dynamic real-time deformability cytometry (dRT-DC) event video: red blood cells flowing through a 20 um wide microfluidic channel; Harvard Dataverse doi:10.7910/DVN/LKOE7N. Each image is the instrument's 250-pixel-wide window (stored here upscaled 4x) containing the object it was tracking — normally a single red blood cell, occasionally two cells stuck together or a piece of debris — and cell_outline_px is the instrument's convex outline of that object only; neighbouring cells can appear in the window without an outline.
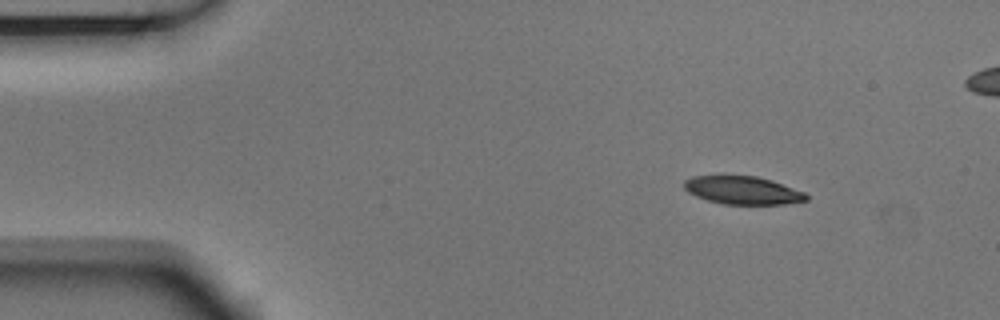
{"species": "Egyptian fruit bat (a non-hibernating species)", "species_latin": "Rousettus aegyptiacus", "temperature_condition": "room temperature", "stored_images_in_passage": 9, "camera_frame_rate_fps": 3000, "um_per_image_px": 0.085, "animal": {"sex": "male"}, "frame": {"image": 1, "passage_image": 2, "time_ms": 0.333, "image_size_px": [1000, 320], "cell_outline_px": [[808, 200], [784, 204], [724, 204], [708, 200], [696, 196], [688, 192], [684, 188], [684, 180], [692, 176], [720, 172], [724, 172], [756, 176], [772, 180], [804, 192], [808, 196]], "centroid_in_image_um": [63.05, 16.11], "position_along_channel_um": 22.0, "area_um2": 20.81}}
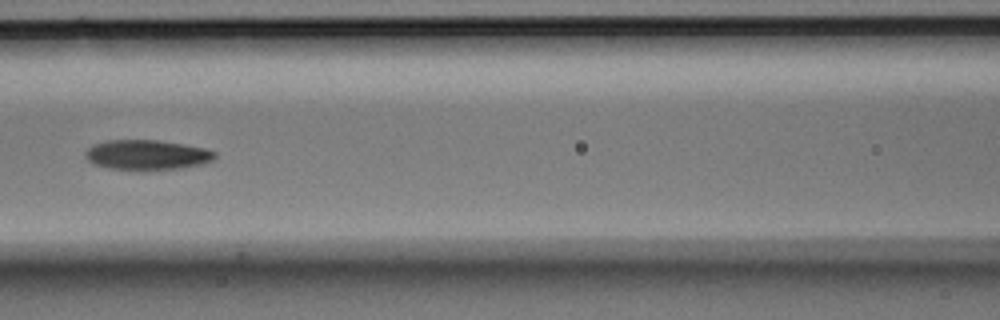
{"frame": {"image": 2, "passage_image": 7, "time_ms": 2.0, "image_size_px": [1000, 320], "cell_outline_px": [[216, 156], [212, 160], [200, 164], [180, 168], [152, 172], [144, 172], [108, 168], [92, 164], [84, 156], [84, 152], [92, 144], [108, 140], [156, 140], [204, 148], [216, 152]], "centroid_in_image_um": [12.42, 13.2], "position_along_channel_um": 154.2, "area_um2": 23.12}}
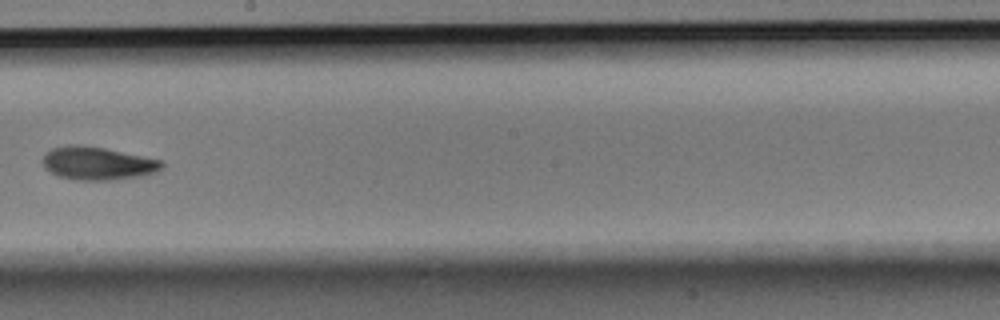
{"frame": {"image": 3, "passage_image": 9, "time_ms": 2.667, "image_size_px": [1000, 320], "cell_outline_px": [[164, 168], [156, 172], [140, 176], [112, 180], [76, 180], [56, 176], [44, 168], [40, 160], [44, 152], [52, 148], [68, 144], [80, 144], [104, 148], [164, 160]], "centroid_in_image_um": [8.26, 13.88], "position_along_channel_um": 239.9, "area_um2": 23.52}}